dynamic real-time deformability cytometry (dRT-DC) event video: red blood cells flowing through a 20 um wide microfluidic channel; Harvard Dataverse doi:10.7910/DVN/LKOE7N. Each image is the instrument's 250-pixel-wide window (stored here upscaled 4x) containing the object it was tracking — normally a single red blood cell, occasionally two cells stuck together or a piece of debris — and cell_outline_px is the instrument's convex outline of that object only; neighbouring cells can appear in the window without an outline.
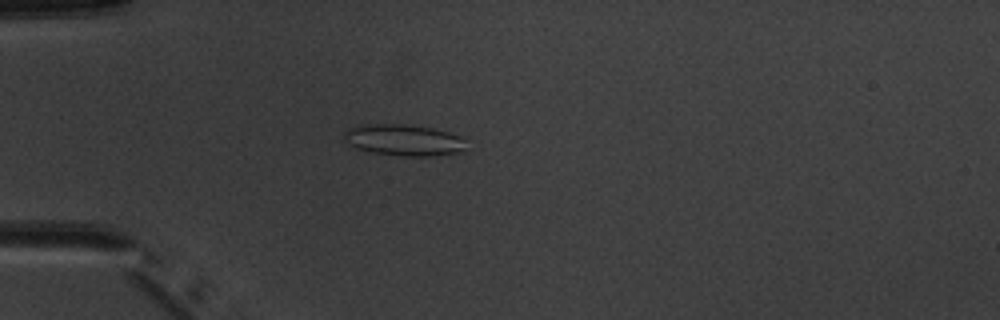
{"species": "common noctule bat (a hibernating species)", "species_latin": "Nyctalus noctula", "temperature_condition": "warm", "stored_images_in_passage": 4, "camera_frame_rate_fps": 3000, "um_per_image_px": 0.085, "animal": {"sex": "male", "body_mass_g": 20.1, "forearm_length_mm": 53.5}, "frame": {"image": 1, "passage_image": 4, "time_ms": 3.333, "image_size_px": [1000, 320], "cell_outline_px": [[464, 152], [432, 156], [400, 156], [372, 152], [356, 148], [348, 144], [344, 136], [344, 132], [348, 128], [376, 124], [404, 124], [432, 128], [464, 136]], "centroid_in_image_um": [34.37, 11.92], "position_along_channel_um": 50.6, "area_um2": 22.31}}